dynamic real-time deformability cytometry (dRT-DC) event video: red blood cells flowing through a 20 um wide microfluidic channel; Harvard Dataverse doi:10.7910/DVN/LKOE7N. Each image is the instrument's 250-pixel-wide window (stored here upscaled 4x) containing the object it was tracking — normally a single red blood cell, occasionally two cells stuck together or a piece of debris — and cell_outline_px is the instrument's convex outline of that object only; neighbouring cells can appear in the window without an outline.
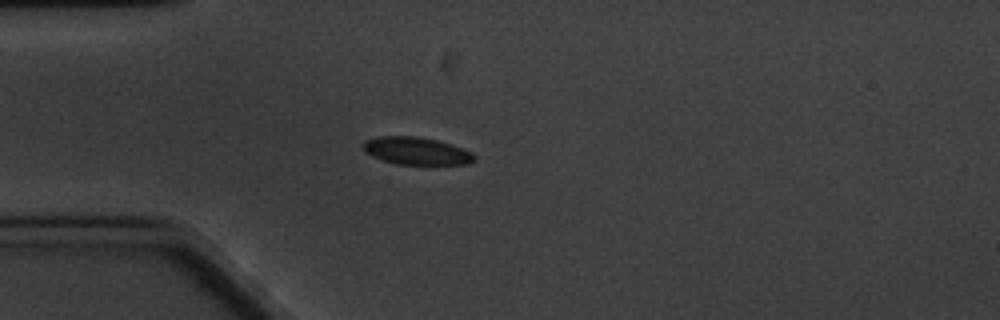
{"species": "common noctule bat (a hibernating species)", "species_latin": "Nyctalus noctula", "temperature_condition": "cold", "stored_images_in_passage": 4, "camera_frame_rate_fps": 3000, "um_per_image_px": 0.085, "animal": {"sex": "male", "body_mass_g": 20.1, "forearm_length_mm": 53.5}, "frame": {"image": 1, "passage_image": 4, "time_ms": 4.333, "image_size_px": [1000, 320], "cell_outline_px": [[476, 160], [468, 164], [396, 164], [372, 156], [364, 152], [360, 144], [364, 140], [376, 136], [416, 136], [436, 140], [452, 144], [472, 152], [476, 156]], "centroid_in_image_um": [35.36, 12.82], "position_along_channel_um": 49.6, "area_um2": 18.03}}